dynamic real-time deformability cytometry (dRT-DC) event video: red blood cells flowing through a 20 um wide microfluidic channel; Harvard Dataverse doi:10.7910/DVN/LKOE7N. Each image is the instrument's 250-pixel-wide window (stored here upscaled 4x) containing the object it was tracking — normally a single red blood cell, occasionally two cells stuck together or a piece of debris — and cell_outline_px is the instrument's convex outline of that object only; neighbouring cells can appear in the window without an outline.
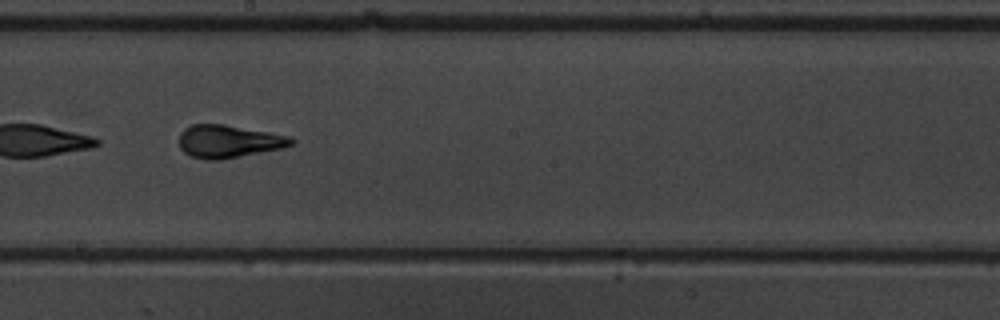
{"species": "common noctule bat (a hibernating species)", "species_latin": "Nyctalus noctula", "temperature_condition": "warm", "stored_images_in_passage": 52, "camera_frame_rate_fps": 3000, "um_per_image_px": 0.085, "animal": {"sex": "male", "body_mass_g": 19.5, "forearm_length_mm": 54.6}, "frame": {"image": 1, "passage_image": 30, "time_ms": 9.667, "image_size_px": [1000, 320], "cell_outline_px": [[296, 144], [284, 148], [220, 160], [208, 160], [192, 156], [184, 152], [180, 148], [180, 132], [184, 128], [192, 124], [224, 124], [268, 132], [288, 136], [296, 140]], "centroid_in_image_um": [19.46, 12.02], "position_along_channel_um": 228.7, "area_um2": 21.5}, "authors_computed_cell_mechanics": {"area_um2": 21.3282, "velocity_mm_per_s": 3.8032, "shape_relaxation_time_tau1_ms": 3.7886, "shape_relaxation_time_tau2_ms": 1.1133, "deformation_change_tau1": 0.1954, "deformation_change_tau2": 0.119}}